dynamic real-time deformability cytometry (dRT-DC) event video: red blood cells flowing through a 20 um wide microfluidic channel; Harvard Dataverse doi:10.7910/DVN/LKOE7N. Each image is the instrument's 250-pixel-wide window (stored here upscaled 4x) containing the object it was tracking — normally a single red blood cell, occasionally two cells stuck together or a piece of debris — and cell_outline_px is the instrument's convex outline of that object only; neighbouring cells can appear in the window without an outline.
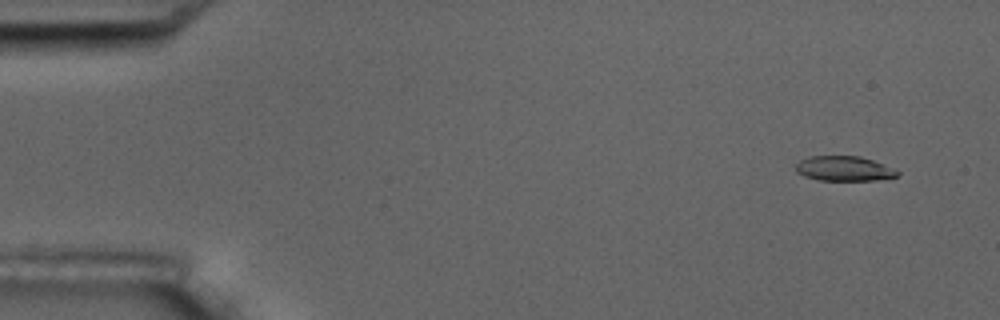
{"species": "common noctule bat (a hibernating species)", "species_latin": "Nyctalus noctula", "temperature_condition": "room temperature", "stored_images_in_passage": 6, "camera_frame_rate_fps": 3000, "um_per_image_px": 0.085, "animal": {"sex": "male", "body_mass_g": 17.5, "forearm_length_mm": 52.3}, "frame": {"image": 1, "passage_image": 1, "time_ms": 0.0, "image_size_px": [1000, 320], "cell_outline_px": [[900, 172], [896, 176], [876, 180], [816, 180], [804, 176], [796, 172], [796, 164], [800, 160], [808, 156], [860, 156], [872, 160]], "centroid_in_image_um": [71.68, 14.33], "position_along_channel_um": 13.3, "area_um2": 14.57}}
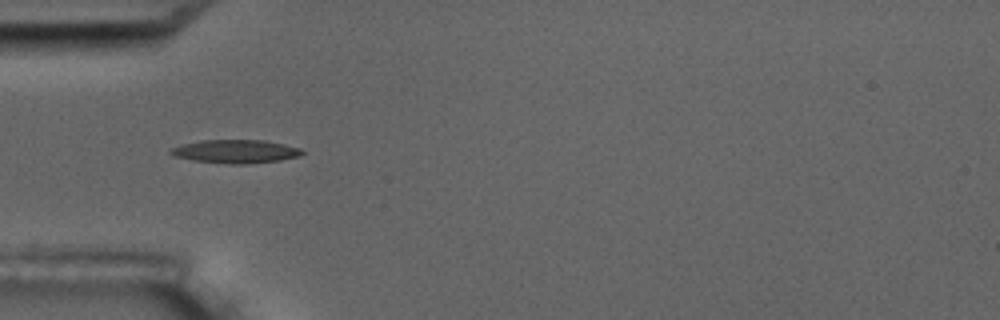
{"frame": {"image": 2, "passage_image": 5, "time_ms": 4.667, "image_size_px": [1000, 320], "cell_outline_px": [[304, 152], [300, 156], [280, 160], [248, 164], [232, 164], [192, 160], [176, 156], [168, 152], [172, 148], [180, 144], [200, 140], [264, 140], [284, 144], [300, 148]], "centroid_in_image_um": [20.03, 12.87], "position_along_channel_um": 65.0, "area_um2": 17.92}}